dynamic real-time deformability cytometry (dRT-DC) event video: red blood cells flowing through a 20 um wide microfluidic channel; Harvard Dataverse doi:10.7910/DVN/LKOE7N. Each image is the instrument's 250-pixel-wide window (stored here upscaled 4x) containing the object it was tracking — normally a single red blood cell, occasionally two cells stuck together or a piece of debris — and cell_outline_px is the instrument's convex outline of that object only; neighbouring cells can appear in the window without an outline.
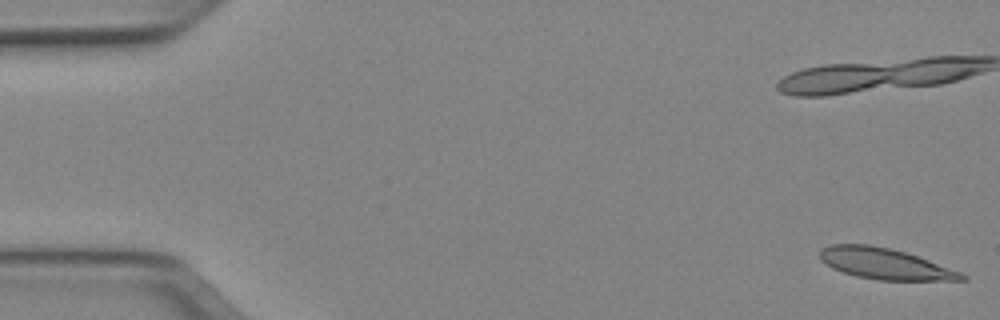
{"species": "Egyptian fruit bat (a non-hibernating species)", "species_latin": "Rousettus aegyptiacus", "temperature_condition": "cold", "stored_images_in_passage": 52, "camera_frame_rate_fps": 3000, "um_per_image_px": 0.085, "animal": {"sex": "female"}, "frame": {"image": 1, "passage_image": 1, "time_ms": 0.0, "image_size_px": [1000, 320], "cell_outline_px": [[968, 280], [876, 280], [856, 276], [832, 268], [820, 260], [820, 248], [832, 244], [868, 244], [892, 248], [928, 260], [960, 272], [968, 276]], "centroid_in_image_um": [75.18, 22.41], "position_along_channel_um": 9.8, "area_um2": 25.49}, "authors_computed_cell_mechanics": {"area_um2": 25.5476, "velocity_mm_per_s": 3.9271, "shape_relaxation_time_tau1_ms": 8.5522, "shape_relaxation_time_tau2_ms": 5.277, "deformation_change_tau1": 0.1831, "deformation_change_tau2": 0.1151}}